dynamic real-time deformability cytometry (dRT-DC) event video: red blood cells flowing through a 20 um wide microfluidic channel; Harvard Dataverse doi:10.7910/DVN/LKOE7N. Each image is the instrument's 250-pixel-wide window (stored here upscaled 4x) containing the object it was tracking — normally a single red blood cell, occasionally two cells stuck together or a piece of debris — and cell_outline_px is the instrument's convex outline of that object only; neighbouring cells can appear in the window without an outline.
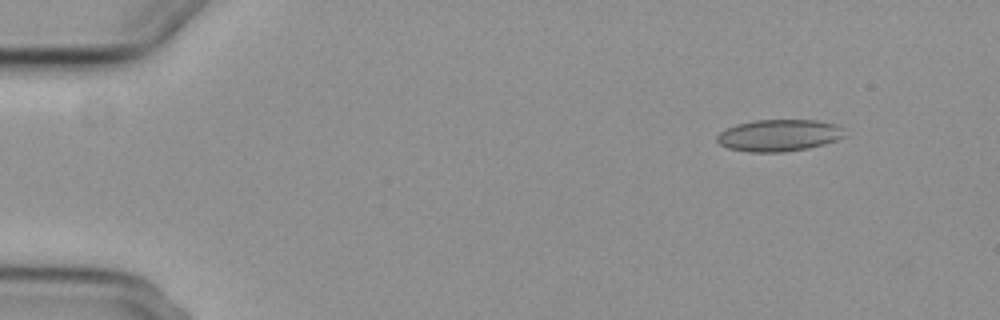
{"species": "common noctule bat (a hibernating species)", "species_latin": "Nyctalus noctula", "temperature_condition": "cold", "stored_images_in_passage": 4, "camera_frame_rate_fps": 3000, "um_per_image_px": 0.085, "animal": {"sex": "female", "body_mass_g": 29.2, "forearm_length_mm": 56.3}, "frame": {"image": 1, "passage_image": 1, "time_ms": 0.0, "image_size_px": [1000, 320], "cell_outline_px": [[848, 136], [824, 144], [808, 148], [784, 152], [748, 152], [728, 148], [720, 144], [716, 140], [716, 136], [720, 132], [736, 124], [752, 120], [816, 120], [836, 124]], "centroid_in_image_um": [66.21, 11.51], "position_along_channel_um": 18.8, "area_um2": 23.76}}
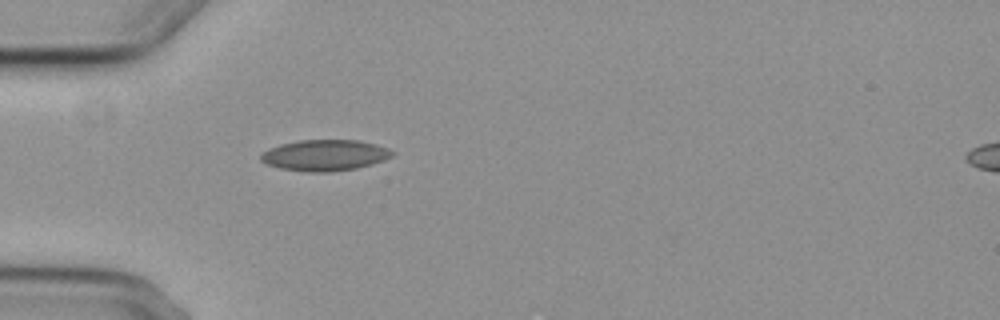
{"frame": {"image": 2, "passage_image": 4, "time_ms": 3.667, "image_size_px": [1000, 320], "cell_outline_px": [[396, 152], [392, 156], [384, 160], [372, 164], [356, 168], [328, 172], [304, 172], [280, 168], [268, 164], [260, 160], [260, 156], [268, 148], [280, 144], [300, 140], [360, 140], [376, 144], [388, 148]], "centroid_in_image_um": [27.63, 13.19], "position_along_channel_um": 57.4, "area_um2": 23.87}}